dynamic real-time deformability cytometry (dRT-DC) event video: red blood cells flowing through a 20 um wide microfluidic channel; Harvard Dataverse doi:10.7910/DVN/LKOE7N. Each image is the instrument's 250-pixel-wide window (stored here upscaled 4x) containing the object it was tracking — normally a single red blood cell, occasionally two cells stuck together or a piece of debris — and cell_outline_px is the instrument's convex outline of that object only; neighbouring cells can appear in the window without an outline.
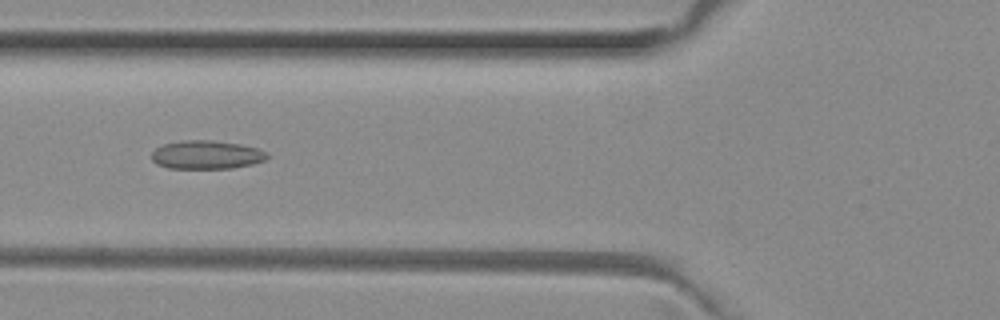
{"species": "common noctule bat (a hibernating species)", "species_latin": "Nyctalus noctula", "temperature_condition": "room temperature", "stored_images_in_passage": 37, "camera_frame_rate_fps": 3000, "um_per_image_px": 0.085, "animal": {"sex": "female", "body_mass_g": 29.2, "forearm_length_mm": 56.3}, "frame": {"image": 1, "passage_image": 12, "time_ms": 3.667, "image_size_px": [1000, 320], "cell_outline_px": [[268, 156], [264, 160], [252, 164], [232, 168], [168, 168], [156, 164], [152, 160], [152, 152], [156, 148], [164, 144], [184, 140], [212, 140], [240, 144], [260, 148], [268, 152]], "centroid_in_image_um": [17.57, 13.15], "position_along_channel_um": 108.2, "area_um2": 19.25}}
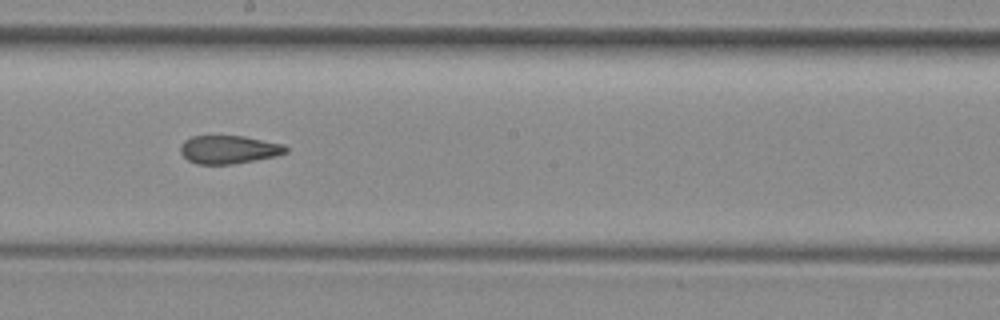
{"frame": {"image": 2, "passage_image": 21, "time_ms": 6.667, "image_size_px": [1000, 320], "cell_outline_px": [[288, 152], [276, 156], [232, 164], [196, 164], [188, 160], [180, 152], [180, 144], [184, 140], [192, 136], [244, 136], [284, 144], [288, 148]], "centroid_in_image_um": [19.44, 12.71], "position_along_channel_um": 228.8, "area_um2": 17.4}}
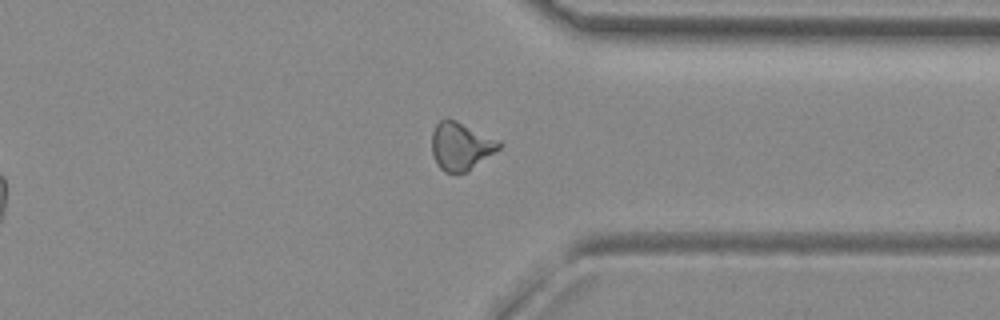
{"frame": {"image": 3, "passage_image": 32, "time_ms": 10.333, "image_size_px": [1000, 320], "cell_outline_px": [[504, 144], [500, 148], [468, 172], [444, 172], [436, 164], [432, 152], [432, 132], [436, 124], [440, 120], [448, 116], [500, 140]], "centroid_in_image_um": [39.17, 12.4], "position_along_channel_um": 372.2, "area_um2": 19.07}, "authors_computed_cell_mechanics": {"area_um2": 18.2648, "velocity_mm_per_s": 3.9995, "shape_relaxation_time_tau1_ms": null, "shape_relaxation_time_tau2_ms": 2.3128, "deformation_change_tau1": null, "deformation_change_tau2": 0.0961}}